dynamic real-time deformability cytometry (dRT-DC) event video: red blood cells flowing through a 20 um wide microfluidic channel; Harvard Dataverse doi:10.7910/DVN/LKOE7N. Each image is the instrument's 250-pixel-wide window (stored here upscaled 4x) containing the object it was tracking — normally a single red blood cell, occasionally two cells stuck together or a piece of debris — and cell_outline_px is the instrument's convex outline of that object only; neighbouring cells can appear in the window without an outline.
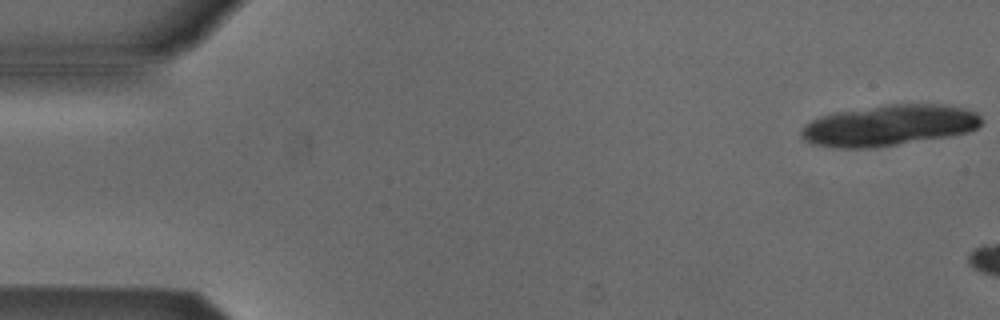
{"species": "Egyptian fruit bat (a non-hibernating species)", "species_latin": "Rousettus aegyptiacus", "temperature_condition": "cold", "stored_images_in_passage": 3, "camera_frame_rate_fps": 3000, "um_per_image_px": 0.085, "animal": {"sex": "male"}, "frame": {"image": 1, "passage_image": 1, "time_ms": 0.0, "image_size_px": [1000, 320], "cell_outline_px": [[984, 120], [976, 128], [968, 132], [948, 136], [872, 148], [832, 148], [812, 144], [804, 140], [800, 136], [800, 132], [804, 124], [820, 116], [832, 112], [892, 104], [944, 104], [964, 108], [976, 112]], "centroid_in_image_um": [75.53, 10.66], "position_along_channel_um": 9.5, "area_um2": 43.18}}